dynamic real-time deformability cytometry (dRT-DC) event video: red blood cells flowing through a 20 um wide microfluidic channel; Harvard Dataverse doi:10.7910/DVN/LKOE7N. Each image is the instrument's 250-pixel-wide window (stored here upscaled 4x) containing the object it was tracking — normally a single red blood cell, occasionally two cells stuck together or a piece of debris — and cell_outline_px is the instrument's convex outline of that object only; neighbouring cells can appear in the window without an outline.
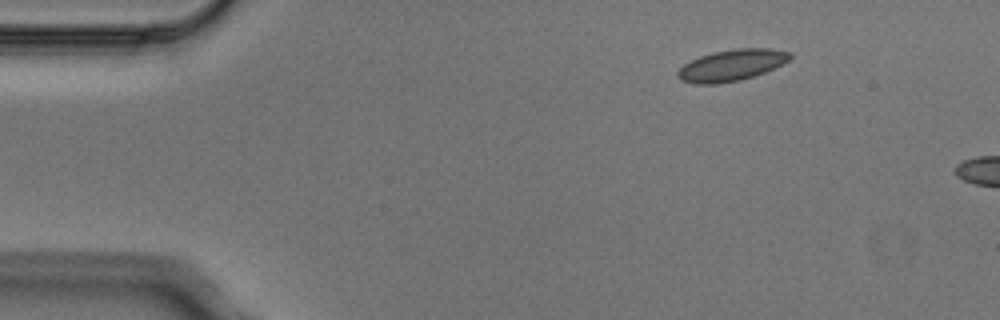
{"species": "Egyptian fruit bat (a non-hibernating species)", "species_latin": "Rousettus aegyptiacus", "temperature_condition": "cold", "stored_images_in_passage": 2, "camera_frame_rate_fps": 3000, "um_per_image_px": 0.085, "animal": {"sex": "male"}, "frame": {"image": 1, "passage_image": 1, "time_ms": 0.0, "image_size_px": [1000, 320], "cell_outline_px": [[792, 56], [784, 64], [764, 72], [740, 80], [716, 84], [696, 84], [680, 80], [676, 76], [676, 72], [684, 64], [700, 56], [712, 52], [736, 48], [772, 48], [792, 52]], "centroid_in_image_um": [62.19, 5.53], "position_along_channel_um": 22.8, "area_um2": 20.63}}